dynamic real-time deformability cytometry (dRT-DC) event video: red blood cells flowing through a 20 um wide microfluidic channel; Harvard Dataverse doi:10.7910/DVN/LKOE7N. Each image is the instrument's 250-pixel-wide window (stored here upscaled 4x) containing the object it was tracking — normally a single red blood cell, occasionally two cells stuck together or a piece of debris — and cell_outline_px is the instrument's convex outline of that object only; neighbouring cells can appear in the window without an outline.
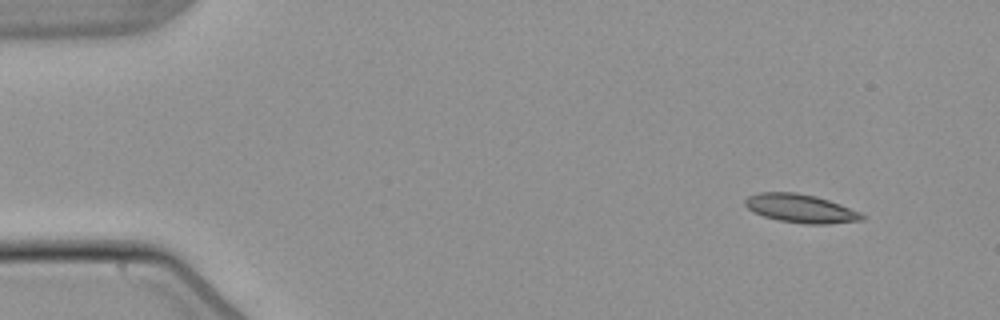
{"species": "common noctule bat (a hibernating species)", "species_latin": "Nyctalus noctula", "temperature_condition": "warm", "stored_images_in_passage": 55, "camera_frame_rate_fps": 3000, "um_per_image_px": 0.085, "animal": {"sex": "male", "body_mass_g": 21.5, "forearm_length_mm": 52.0}, "frame": {"image": 1, "passage_image": 6, "time_ms": 1.667, "image_size_px": [1000, 320], "cell_outline_px": [[864, 220], [828, 224], [804, 224], [780, 220], [764, 216], [752, 212], [744, 204], [744, 200], [748, 196], [760, 192], [796, 192], [816, 196], [828, 200], [860, 212], [864, 216]], "centroid_in_image_um": [68.03, 17.72], "position_along_channel_um": 17.0, "area_um2": 19.36}}
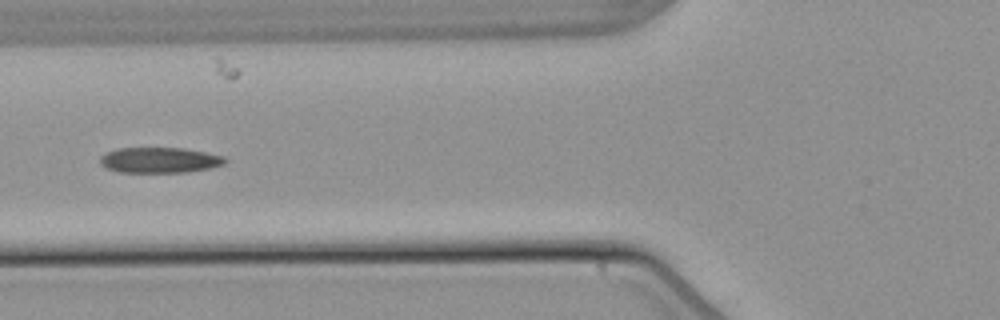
{"frame": {"image": 2, "passage_image": 22, "time_ms": 7.0, "image_size_px": [1000, 320], "cell_outline_px": [[228, 160], [224, 164], [208, 168], [188, 172], [120, 172], [108, 168], [100, 164], [100, 156], [116, 148], [184, 148], [224, 156]], "centroid_in_image_um": [13.57, 13.6], "position_along_channel_um": 112.2, "area_um2": 18.5}}
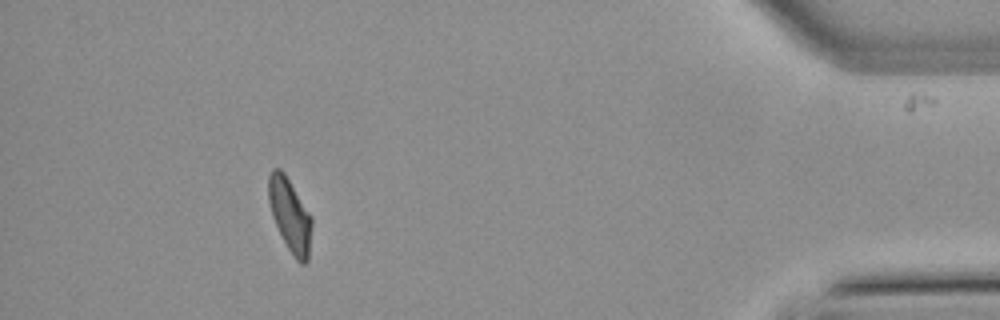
{"frame": {"image": 3, "passage_image": 50, "time_ms": 16.333, "image_size_px": [1000, 320], "cell_outline_px": [[312, 224], [308, 260], [304, 264], [300, 264], [296, 260], [288, 248], [272, 216], [268, 200], [268, 176], [272, 168], [280, 168], [284, 172], [312, 216]], "centroid_in_image_um": [24.65, 18.26], "position_along_channel_um": 410.6, "area_um2": 18.44}, "authors_computed_cell_mechanics": {"area_um2": 18.785, "velocity_mm_per_s": 3.8126, "shape_relaxation_time_tau1_ms": null, "shape_relaxation_time_tau2_ms": 2.5334, "deformation_change_tau1": null, "deformation_change_tau2": 0.0963}}